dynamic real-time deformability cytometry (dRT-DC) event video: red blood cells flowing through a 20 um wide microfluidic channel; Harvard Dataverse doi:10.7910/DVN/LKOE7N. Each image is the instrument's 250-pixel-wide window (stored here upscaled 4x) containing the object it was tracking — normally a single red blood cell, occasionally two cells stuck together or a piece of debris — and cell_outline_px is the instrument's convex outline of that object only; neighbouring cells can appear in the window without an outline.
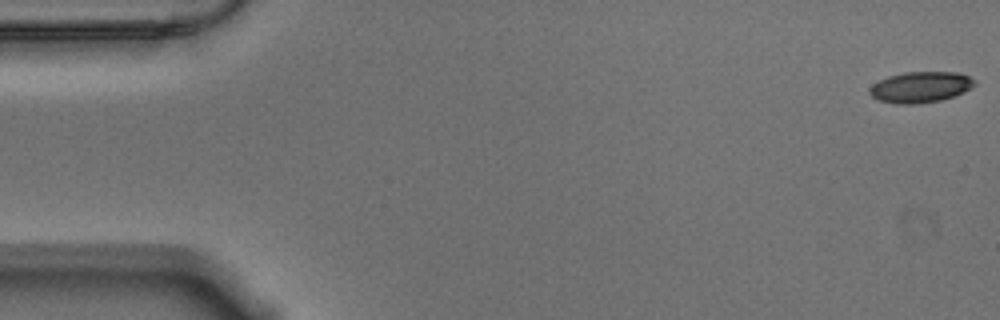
{"species": "Egyptian fruit bat (a non-hibernating species)", "species_latin": "Rousettus aegyptiacus", "temperature_condition": "warm", "stored_images_in_passage": 9, "camera_frame_rate_fps": 3000, "um_per_image_px": 0.085, "animal": {"sex": "male"}, "frame": {"image": 1, "passage_image": 1, "time_ms": 0.0, "image_size_px": [1000, 320], "cell_outline_px": [[976, 84], [972, 88], [964, 92], [940, 100], [916, 104], [896, 104], [876, 100], [868, 92], [868, 88], [872, 84], [888, 76], [904, 72], [960, 72], [976, 80]], "centroid_in_image_um": [78.23, 7.4], "position_along_channel_um": 6.8, "area_um2": 19.13}}